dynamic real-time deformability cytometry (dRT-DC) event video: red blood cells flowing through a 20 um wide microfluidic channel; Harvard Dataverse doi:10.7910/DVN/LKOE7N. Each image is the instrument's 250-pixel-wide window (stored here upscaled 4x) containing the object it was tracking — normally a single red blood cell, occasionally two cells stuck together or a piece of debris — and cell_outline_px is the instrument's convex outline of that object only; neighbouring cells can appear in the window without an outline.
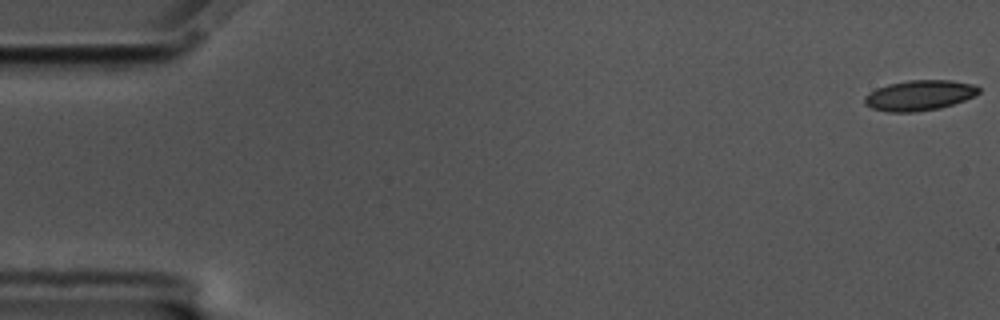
{"species": "common noctule bat (a hibernating species)", "species_latin": "Nyctalus noctula", "temperature_condition": "cold", "stored_images_in_passage": 58, "camera_frame_rate_fps": 3000, "um_per_image_px": 0.085, "animal": {"sex": "male", "body_mass_g": 17.5, "forearm_length_mm": 52.3}, "frame": {"image": 1, "passage_image": 1, "time_ms": 0.0, "image_size_px": [1000, 320], "cell_outline_px": [[980, 92], [976, 96], [940, 108], [916, 112], [888, 112], [872, 108], [864, 104], [864, 96], [868, 92], [876, 88], [888, 84], [908, 80], [952, 80], [972, 84], [980, 88]], "centroid_in_image_um": [78.13, 8.1], "position_along_channel_um": 6.9, "area_um2": 20.35}}
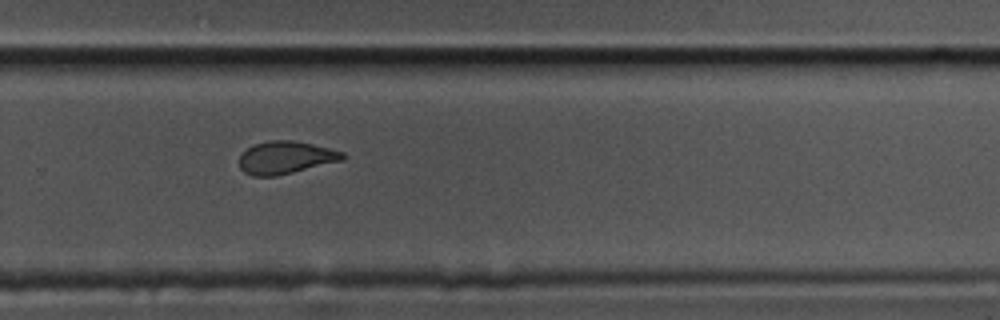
{"frame": {"image": 2, "passage_image": 39, "time_ms": 12.667, "image_size_px": [1000, 320], "cell_outline_px": [[348, 156], [344, 160], [276, 176], [252, 176], [244, 172], [240, 168], [240, 152], [256, 144], [268, 140], [292, 140], [312, 144], [344, 152]], "centroid_in_image_um": [24.29, 13.39], "position_along_channel_um": 305.5, "area_um2": 19.71}}
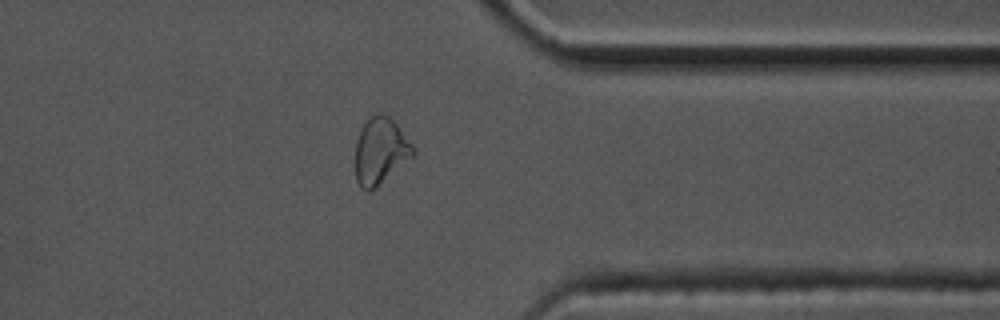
{"frame": {"image": 3, "passage_image": 46, "time_ms": 15.0, "image_size_px": [1000, 320], "cell_outline_px": [[416, 152], [412, 156], [376, 188], [368, 192], [360, 188], [356, 180], [356, 140], [360, 128], [376, 112], [380, 112], [388, 116], [396, 124], [416, 148]], "centroid_in_image_um": [32.32, 12.84], "position_along_channel_um": 379.1, "area_um2": 22.31}, "authors_computed_cell_mechanics": {"area_um2": 20.519, "velocity_mm_per_s": 3.477, "shape_relaxation_time_tau1_ms": 10.717, "shape_relaxation_time_tau2_ms": 2.4037, "deformation_change_tau1": 0.1916, "deformation_change_tau2": 0.0874}}